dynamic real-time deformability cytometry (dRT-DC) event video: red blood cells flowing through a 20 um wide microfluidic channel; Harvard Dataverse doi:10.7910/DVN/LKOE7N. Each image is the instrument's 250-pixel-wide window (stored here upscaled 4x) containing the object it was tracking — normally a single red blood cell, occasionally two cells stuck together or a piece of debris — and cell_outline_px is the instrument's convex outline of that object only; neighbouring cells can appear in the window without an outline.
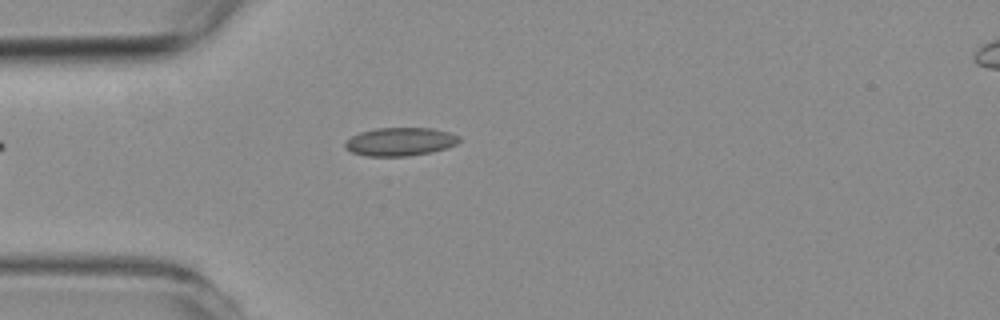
{"species": "common noctule bat (a hibernating species)", "species_latin": "Nyctalus noctula", "temperature_condition": "room temperature", "stored_images_in_passage": 6, "camera_frame_rate_fps": 3000, "um_per_image_px": 0.085, "animal": {"sex": "female", "body_mass_g": 19.3, "forearm_length_mm": 54.1}, "frame": {"image": 1, "passage_image": 1, "time_ms": 0.0, "image_size_px": [1000, 320], "cell_outline_px": [[460, 140], [456, 144], [432, 152], [408, 156], [368, 156], [352, 152], [344, 148], [344, 140], [360, 132], [376, 128], [432, 128], [448, 132], [460, 136]], "centroid_in_image_um": [33.98, 12.04], "position_along_channel_um": 51.0, "area_um2": 18.84}}